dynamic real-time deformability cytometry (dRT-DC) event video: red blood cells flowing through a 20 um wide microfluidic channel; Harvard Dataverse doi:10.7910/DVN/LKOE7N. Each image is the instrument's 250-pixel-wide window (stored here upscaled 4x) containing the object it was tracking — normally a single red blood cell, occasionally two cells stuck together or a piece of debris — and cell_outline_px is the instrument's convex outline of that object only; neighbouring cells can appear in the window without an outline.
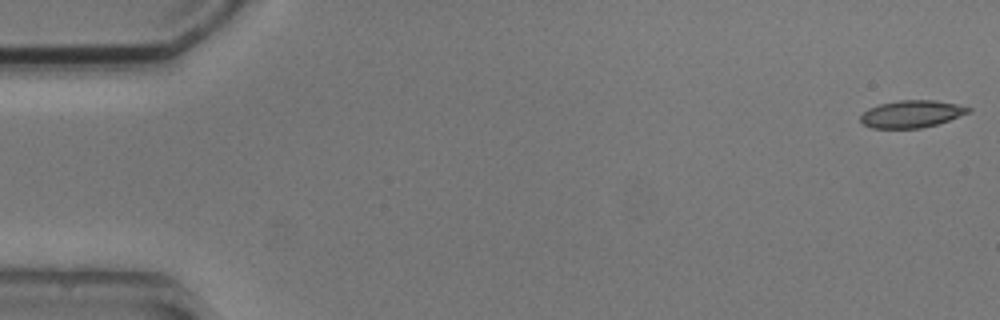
{"species": "common noctule bat (a hibernating species)", "species_latin": "Nyctalus noctula", "temperature_condition": "cold", "stored_images_in_passage": 2, "camera_frame_rate_fps": 3000, "um_per_image_px": 0.085, "animal": {"sex": "male", "body_mass_g": 20.5, "forearm_length_mm": 52.5}, "frame": {"image": 1, "passage_image": 2, "time_ms": 1.333, "image_size_px": [1000, 320], "cell_outline_px": [[972, 112], [936, 124], [920, 128], [872, 128], [864, 124], [860, 120], [860, 116], [868, 108], [880, 104], [900, 100], [936, 100], [956, 104], [972, 108]], "centroid_in_image_um": [77.5, 9.68], "position_along_channel_um": 7.5, "area_um2": 17.05}}